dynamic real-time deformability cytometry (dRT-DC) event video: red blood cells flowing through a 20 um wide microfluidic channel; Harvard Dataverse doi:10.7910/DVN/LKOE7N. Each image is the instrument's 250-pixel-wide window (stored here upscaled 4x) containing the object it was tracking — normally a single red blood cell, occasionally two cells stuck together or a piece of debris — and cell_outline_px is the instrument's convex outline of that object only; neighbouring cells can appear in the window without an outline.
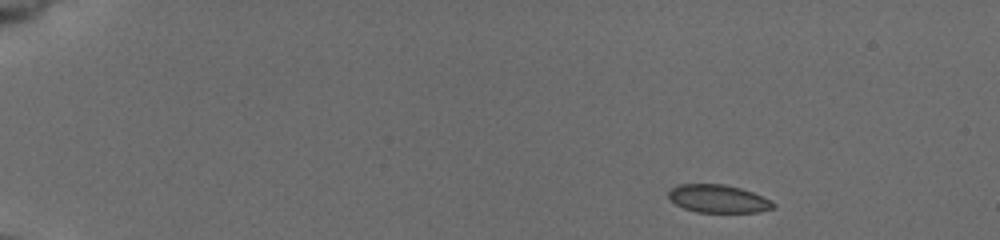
{"species": "common noctule bat (a hibernating species)", "species_latin": "Nyctalus noctula", "temperature_condition": "cold", "stored_images_in_passage": 49, "camera_frame_rate_fps": 3000, "um_per_image_px": 0.085, "animal": {"sex": "female", "body_mass_g": 19.5, "forearm_length_mm": 54.1}, "frame": {"image": 1, "passage_image": 1, "time_ms": 0.0, "image_size_px": [1000, 240], "cell_outline_px": [[776, 208], [760, 212], [696, 212], [684, 208], [676, 204], [668, 196], [668, 192], [676, 184], [724, 184], [740, 188], [752, 192], [776, 204]], "centroid_in_image_um": [61.04, 16.89], "position_along_channel_um": 24.0, "area_um2": 16.99}}
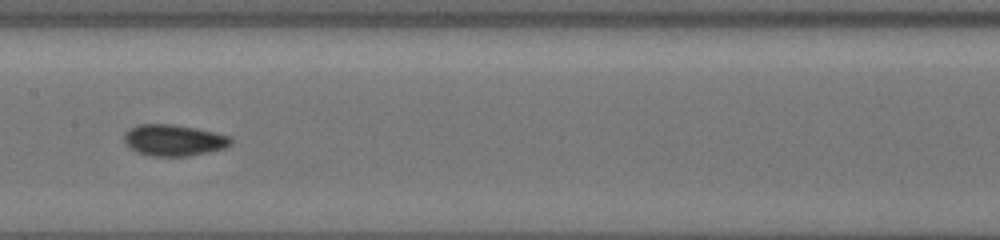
{"frame": {"image": 2, "passage_image": 23, "time_ms": 7.667, "image_size_px": [1000, 240], "cell_outline_px": [[232, 144], [224, 148], [208, 152], [188, 156], [152, 156], [136, 152], [124, 140], [124, 132], [136, 124], [172, 124], [196, 128], [216, 132], [232, 136]], "centroid_in_image_um": [14.8, 11.91], "position_along_channel_um": 192.6, "area_um2": 19.59}}
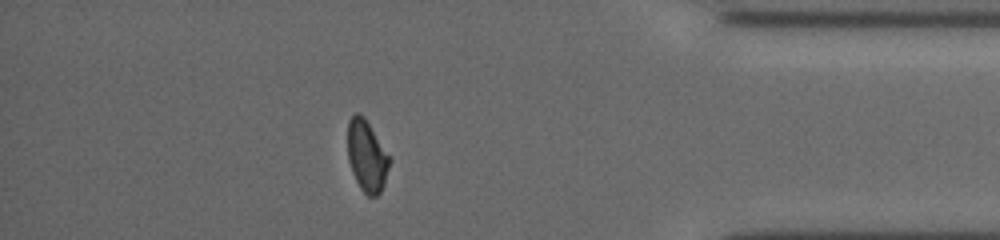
{"frame": {"image": 3, "passage_image": 42, "time_ms": 14.0, "image_size_px": [1000, 240], "cell_outline_px": [[392, 160], [384, 184], [380, 192], [376, 196], [368, 196], [360, 188], [352, 172], [348, 160], [348, 120], [356, 112], [364, 116]], "centroid_in_image_um": [31.19, 13.26], "position_along_channel_um": 404.0, "area_um2": 17.4}, "authors_computed_cell_mechanics": {"area_um2": 18.3226, "velocity_mm_per_s": 3.7626, "shape_relaxation_time_tau1_ms": 9.789, "shape_relaxation_time_tau2_ms": 3.2149, "deformation_change_tau1": 0.1426, "deformation_change_tau2": 0.0518}}